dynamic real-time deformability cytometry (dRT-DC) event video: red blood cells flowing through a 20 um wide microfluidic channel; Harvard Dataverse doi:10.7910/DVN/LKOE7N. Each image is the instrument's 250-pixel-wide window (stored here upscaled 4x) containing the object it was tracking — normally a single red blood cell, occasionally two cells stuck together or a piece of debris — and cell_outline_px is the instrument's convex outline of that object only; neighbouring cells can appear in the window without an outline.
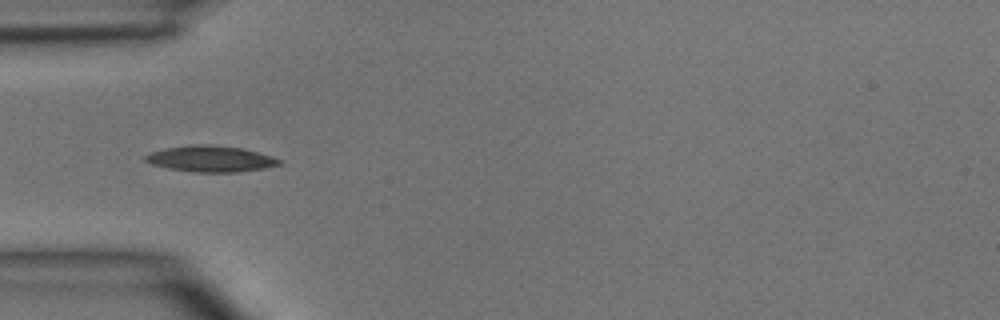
{"species": "common noctule bat (a hibernating species)", "species_latin": "Nyctalus noctula", "temperature_condition": "room temperature", "stored_images_in_passage": 5, "camera_frame_rate_fps": 3000, "um_per_image_px": 0.085, "animal": {"sex": "male", "body_mass_g": 15.6}, "frame": {"image": 1, "passage_image": 4, "time_ms": 4.333, "image_size_px": [1000, 320], "cell_outline_px": [[284, 160], [280, 164], [264, 168], [240, 172], [192, 172], [168, 168], [152, 164], [144, 160], [144, 156], [152, 152], [168, 148], [196, 144], [208, 144], [240, 148], [272, 156]], "centroid_in_image_um": [17.93, 13.51], "position_along_channel_um": 67.1, "area_um2": 20.17}}
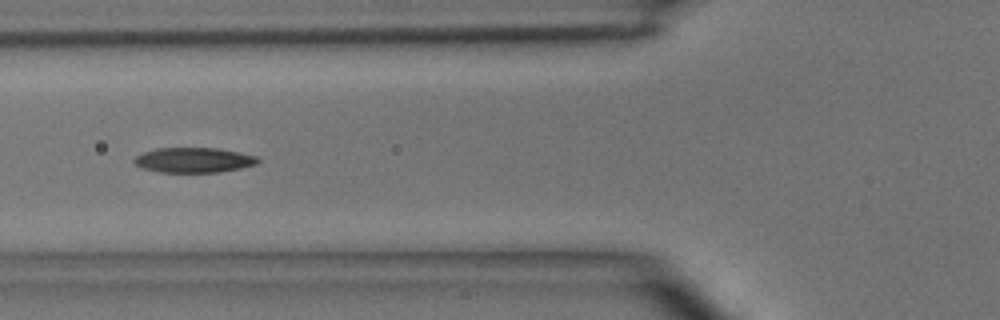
{"frame": {"image": 2, "passage_image": 5, "time_ms": 5.333, "image_size_px": [1000, 320], "cell_outline_px": [[260, 160], [256, 164], [240, 168], [220, 172], [160, 172], [140, 168], [132, 160], [136, 156], [144, 152], [156, 148], [216, 148], [256, 156]], "centroid_in_image_um": [16.43, 13.61], "position_along_channel_um": 109.4, "area_um2": 17.92}}